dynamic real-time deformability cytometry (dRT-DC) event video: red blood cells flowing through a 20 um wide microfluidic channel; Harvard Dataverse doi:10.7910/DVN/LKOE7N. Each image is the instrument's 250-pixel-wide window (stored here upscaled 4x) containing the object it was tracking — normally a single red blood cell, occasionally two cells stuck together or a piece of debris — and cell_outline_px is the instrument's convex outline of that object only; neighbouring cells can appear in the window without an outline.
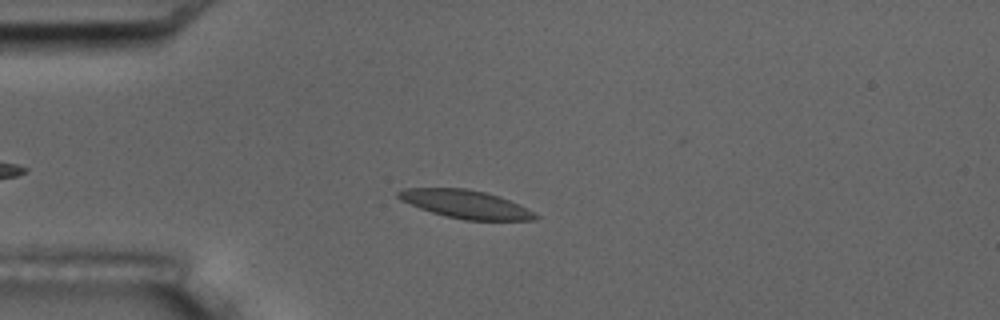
{"species": "common noctule bat (a hibernating species)", "species_latin": "Nyctalus noctula", "temperature_condition": "room temperature", "stored_images_in_passage": 4, "camera_frame_rate_fps": 3000, "um_per_image_px": 0.085, "animal": {"sex": "male", "body_mass_g": 17.5, "forearm_length_mm": 52.3}, "frame": {"image": 1, "passage_image": 2, "time_ms": 1.333, "image_size_px": [1000, 320], "cell_outline_px": [[540, 216], [536, 220], [464, 220], [444, 216], [420, 208], [400, 200], [396, 196], [396, 192], [404, 188], [468, 188], [500, 196]], "centroid_in_image_um": [39.52, 17.35], "position_along_channel_um": 45.5, "area_um2": 22.37}}